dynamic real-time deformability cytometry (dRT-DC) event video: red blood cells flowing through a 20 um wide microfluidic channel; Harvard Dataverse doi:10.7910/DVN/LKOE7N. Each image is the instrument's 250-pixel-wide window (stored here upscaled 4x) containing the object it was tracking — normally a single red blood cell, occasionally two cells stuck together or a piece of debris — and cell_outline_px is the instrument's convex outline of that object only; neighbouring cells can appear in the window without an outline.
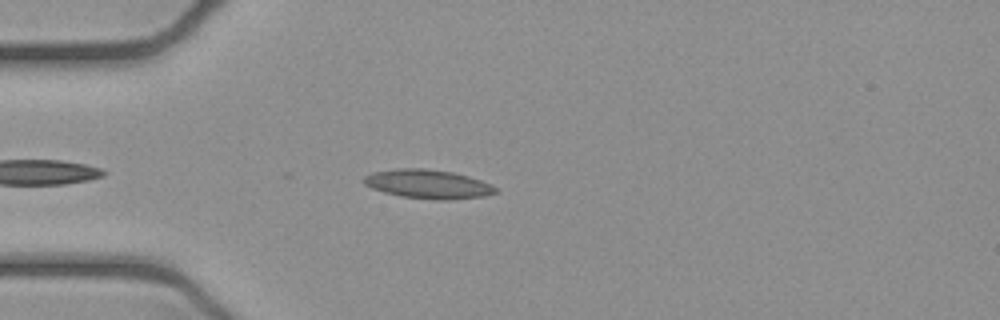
{"species": "common noctule bat (a hibernating species)", "species_latin": "Nyctalus noctula", "temperature_condition": "cold", "stored_images_in_passage": 21, "camera_frame_rate_fps": 3000, "um_per_image_px": 0.085, "animal": {"sex": "female", "body_mass_g": 21.9}, "frame": {"image": 1, "passage_image": 4, "time_ms": 1.0, "image_size_px": [1000, 320], "cell_outline_px": [[496, 192], [484, 196], [448, 200], [436, 200], [400, 196], [384, 192], [372, 188], [364, 184], [360, 180], [364, 176], [372, 172], [396, 168], [424, 168], [452, 172], [468, 176], [480, 180], [496, 188]], "centroid_in_image_um": [36.31, 15.64], "position_along_channel_um": 48.7, "area_um2": 22.2}}
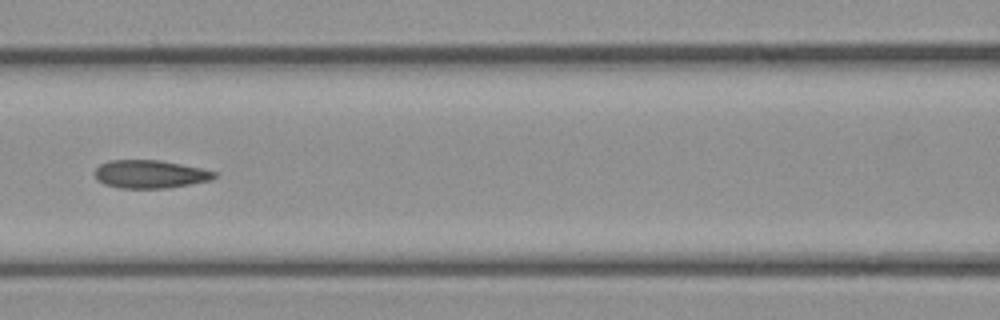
{"frame": {"image": 2, "passage_image": 13, "time_ms": 4.0, "image_size_px": [1000, 320], "cell_outline_px": [[216, 176], [212, 180], [168, 188], [120, 188], [104, 184], [96, 180], [92, 172], [100, 164], [108, 160], [160, 160], [200, 168], [216, 172]], "centroid_in_image_um": [12.7, 14.8], "position_along_channel_um": 153.9, "area_um2": 19.71}}
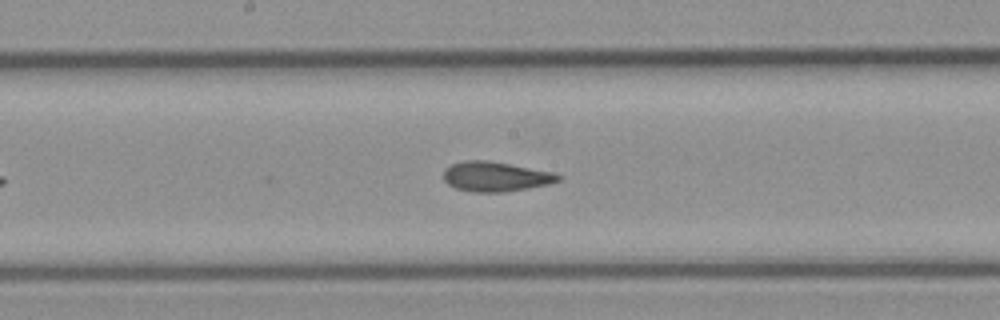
{"frame": {"image": 3, "passage_image": 17, "time_ms": 5.333, "image_size_px": [1000, 320], "cell_outline_px": [[560, 180], [548, 184], [528, 188], [504, 192], [472, 192], [456, 188], [448, 184], [444, 180], [444, 168], [452, 164], [464, 160], [488, 160], [556, 172], [560, 176]], "centroid_in_image_um": [42.12, 15.0], "position_along_channel_um": 206.1, "area_um2": 20.0}}